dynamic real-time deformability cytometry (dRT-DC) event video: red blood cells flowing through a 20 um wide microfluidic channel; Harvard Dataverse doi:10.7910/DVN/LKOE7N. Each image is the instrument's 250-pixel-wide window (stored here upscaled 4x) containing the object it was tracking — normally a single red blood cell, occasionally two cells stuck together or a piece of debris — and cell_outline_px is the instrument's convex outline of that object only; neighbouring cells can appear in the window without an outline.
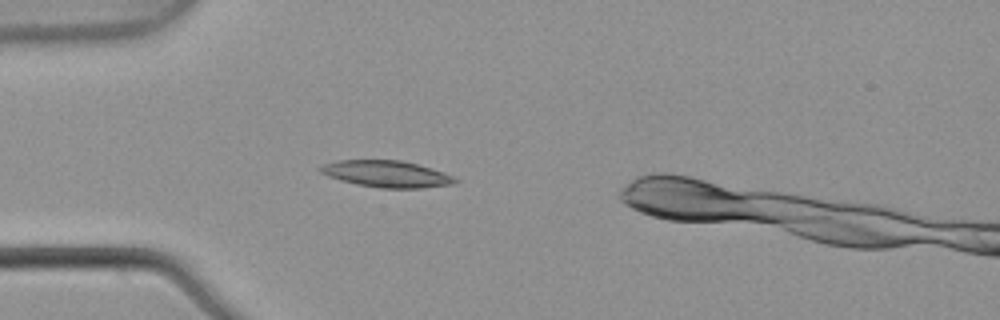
{"species": "common noctule bat (a hibernating species)", "species_latin": "Nyctalus noctula", "temperature_condition": "warm", "stored_images_in_passage": 3, "camera_frame_rate_fps": 3000, "um_per_image_px": 0.085, "animal": {"sex": "male", "body_mass_g": 21.5, "forearm_length_mm": 52.0}, "frame": {"image": 1, "passage_image": 3, "time_ms": 0.667, "image_size_px": [1000, 320], "cell_outline_px": [[460, 180], [452, 184], [424, 188], [380, 188], [356, 184], [340, 180], [328, 176], [320, 172], [320, 164], [336, 160], [400, 160], [432, 168], [444, 172]], "centroid_in_image_um": [32.85, 14.78], "position_along_channel_um": 52.2, "area_um2": 20.98}}